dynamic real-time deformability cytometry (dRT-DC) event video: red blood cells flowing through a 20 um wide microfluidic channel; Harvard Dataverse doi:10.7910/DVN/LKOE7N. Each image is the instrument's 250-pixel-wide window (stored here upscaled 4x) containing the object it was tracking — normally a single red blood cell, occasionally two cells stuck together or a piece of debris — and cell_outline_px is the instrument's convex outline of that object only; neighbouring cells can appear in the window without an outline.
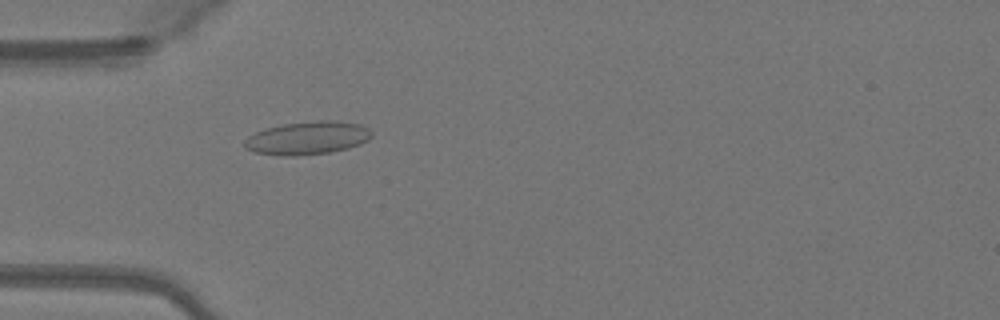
{"species": "Egyptian fruit bat (a non-hibernating species)", "species_latin": "Rousettus aegyptiacus", "temperature_condition": "warm", "stored_images_in_passage": 49, "camera_frame_rate_fps": 3000, "um_per_image_px": 0.085, "animal": {"sex": "female"}, "frame": {"image": 1, "passage_image": 15, "time_ms": 4.667, "image_size_px": [1000, 320], "cell_outline_px": [[372, 136], [368, 140], [360, 144], [348, 148], [328, 152], [296, 156], [280, 156], [256, 152], [244, 148], [244, 140], [248, 136], [256, 132], [268, 128], [284, 124], [316, 120], [336, 120], [360, 124], [368, 128], [372, 132]], "centroid_in_image_um": [26.15, 11.73], "position_along_channel_um": 58.9, "area_um2": 24.57}}
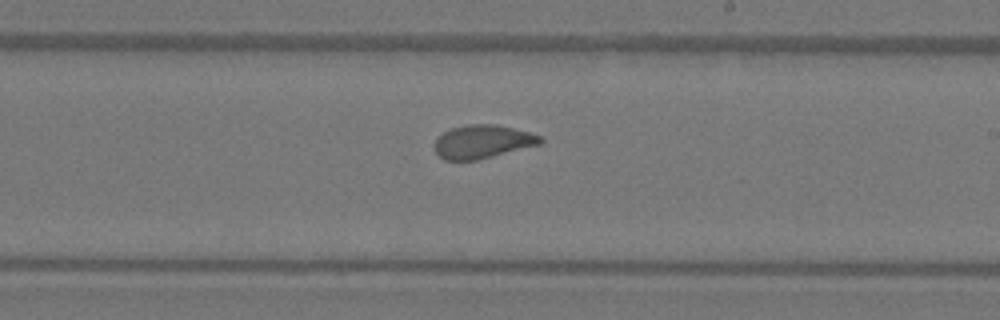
{"frame": {"image": 2, "passage_image": 29, "time_ms": 9.333, "image_size_px": [1000, 320], "cell_outline_px": [[544, 140], [540, 144], [476, 160], [444, 160], [436, 152], [432, 144], [436, 136], [452, 128], [468, 124], [496, 124], [528, 132], [540, 136]], "centroid_in_image_um": [40.96, 12.04], "position_along_channel_um": 248.0, "area_um2": 20.52}}
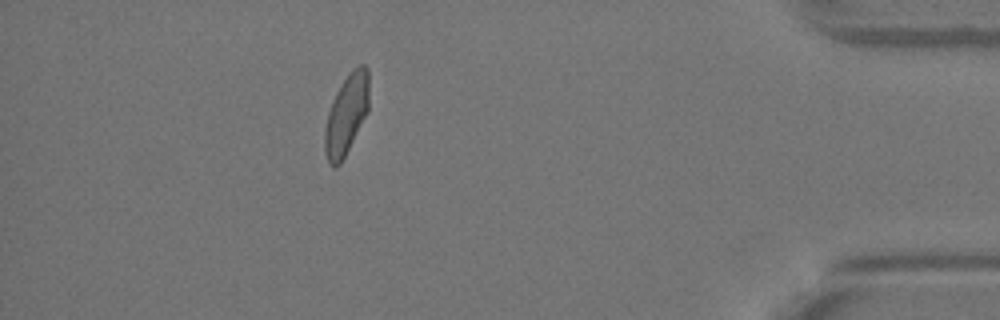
{"frame": {"image": 3, "passage_image": 44, "time_ms": 14.333, "image_size_px": [1000, 320], "cell_outline_px": [[368, 112], [340, 164], [336, 168], [332, 168], [328, 164], [324, 152], [324, 128], [328, 112], [332, 100], [336, 92], [352, 68], [360, 64], [364, 64], [368, 68]], "centroid_in_image_um": [29.42, 9.76], "position_along_channel_um": 405.8, "area_um2": 20.81}, "authors_computed_cell_mechanics": {"area_um2": 21.097, "velocity_mm_per_s": 4.1223, "shape_relaxation_time_tau1_ms": 8.7287, "shape_relaxation_time_tau2_ms": 0.5115, "deformation_change_tau1": 0.1954, "deformation_change_tau2": 0.0553}}